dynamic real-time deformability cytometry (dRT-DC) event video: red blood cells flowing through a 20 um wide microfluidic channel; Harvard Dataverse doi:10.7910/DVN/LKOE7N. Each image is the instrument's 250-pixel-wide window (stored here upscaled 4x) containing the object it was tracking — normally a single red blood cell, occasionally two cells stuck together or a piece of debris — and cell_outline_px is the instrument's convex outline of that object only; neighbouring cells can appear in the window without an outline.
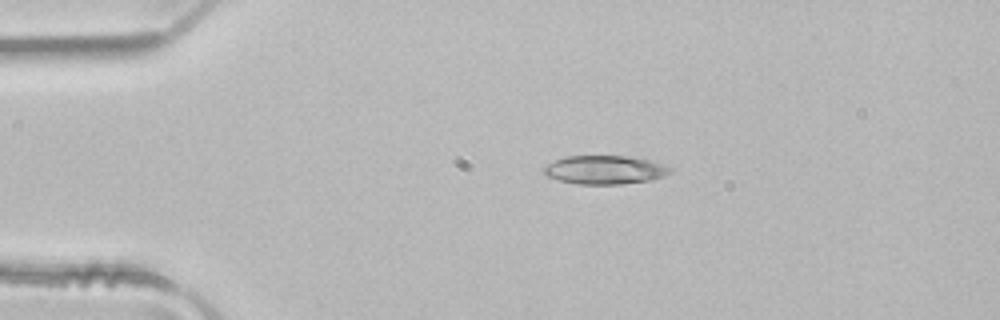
{"species": "common noctule bat (a hibernating species)", "species_latin": "Nyctalus noctula", "temperature_condition": "room temperature", "stored_images_in_passage": 3, "camera_frame_rate_fps": 3000, "um_per_image_px": 0.085, "animal": {"sex": "male", "body_mass_g": 21.5, "forearm_length_mm": 52.0}, "frame": {"image": 1, "passage_image": 2, "time_ms": 0.333, "image_size_px": [1000, 320], "cell_outline_px": [[672, 172], [664, 176], [652, 180], [620, 184], [576, 184], [560, 180], [548, 176], [544, 172], [544, 168], [548, 164], [564, 156], [632, 156], [652, 160], [664, 164], [672, 168]], "centroid_in_image_um": [51.48, 14.43], "position_along_channel_um": 33.5, "area_um2": 21.15}}